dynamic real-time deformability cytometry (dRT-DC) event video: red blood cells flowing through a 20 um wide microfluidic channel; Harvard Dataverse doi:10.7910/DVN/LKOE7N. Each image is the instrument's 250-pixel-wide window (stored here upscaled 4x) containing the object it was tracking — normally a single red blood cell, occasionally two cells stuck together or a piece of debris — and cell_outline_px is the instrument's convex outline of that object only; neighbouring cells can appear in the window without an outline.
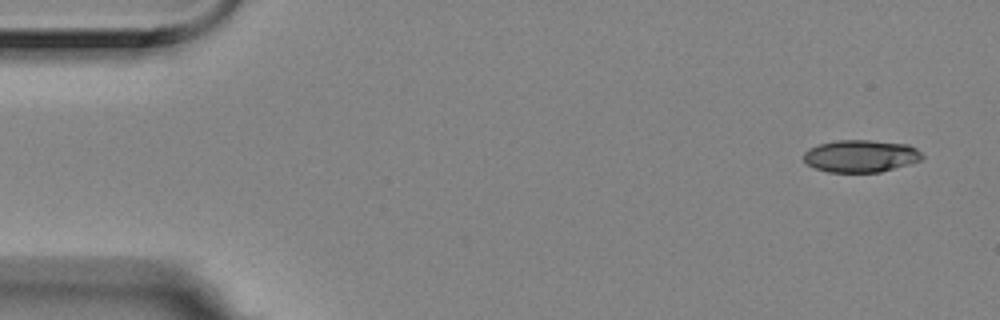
{"species": "Egyptian fruit bat (a non-hibernating species)", "species_latin": "Rousettus aegyptiacus", "temperature_condition": "room temperature", "stored_images_in_passage": 9, "camera_frame_rate_fps": 3000, "um_per_image_px": 0.085, "animal": {"sex": "female"}, "frame": {"image": 1, "passage_image": 1, "time_ms": 0.0, "image_size_px": [1000, 320], "cell_outline_px": [[924, 156], [920, 160], [908, 164], [880, 172], [828, 172], [816, 168], [808, 164], [804, 160], [804, 152], [808, 148], [820, 144], [836, 140], [872, 140], [908, 144], [916, 148]], "centroid_in_image_um": [73.16, 13.25], "position_along_channel_um": 11.8, "area_um2": 22.25}}
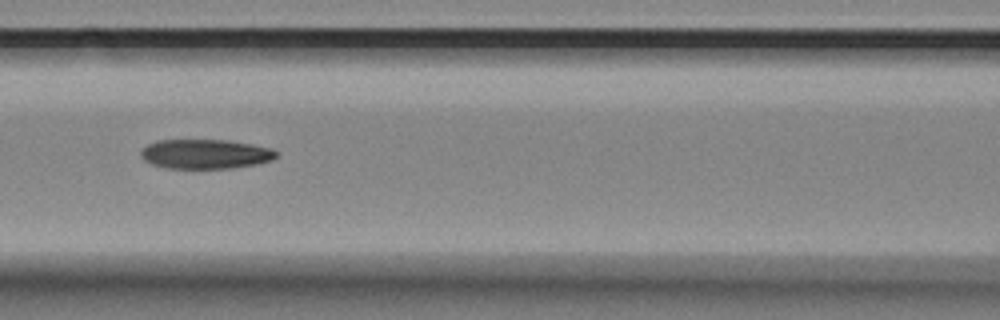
{"frame": {"image": 2, "passage_image": 7, "time_ms": 2.0, "image_size_px": [1000, 320], "cell_outline_px": [[276, 156], [272, 160], [260, 164], [232, 168], [164, 168], [152, 164], [144, 160], [140, 156], [140, 148], [156, 140], [228, 140], [252, 144], [272, 148], [276, 152]], "centroid_in_image_um": [17.43, 13.09], "position_along_channel_um": 149.2, "area_um2": 23.52}}
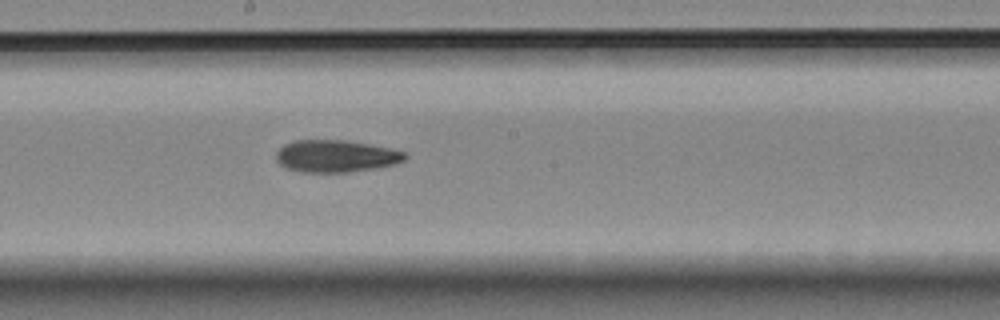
{"frame": {"image": 3, "passage_image": 9, "time_ms": 2.667, "image_size_px": [1000, 320], "cell_outline_px": [[408, 156], [404, 160], [396, 164], [376, 168], [348, 172], [300, 172], [288, 168], [280, 164], [276, 160], [276, 152], [284, 144], [292, 140], [348, 140], [388, 148], [404, 152]], "centroid_in_image_um": [28.53, 13.27], "position_along_channel_um": 219.7, "area_um2": 24.16}}